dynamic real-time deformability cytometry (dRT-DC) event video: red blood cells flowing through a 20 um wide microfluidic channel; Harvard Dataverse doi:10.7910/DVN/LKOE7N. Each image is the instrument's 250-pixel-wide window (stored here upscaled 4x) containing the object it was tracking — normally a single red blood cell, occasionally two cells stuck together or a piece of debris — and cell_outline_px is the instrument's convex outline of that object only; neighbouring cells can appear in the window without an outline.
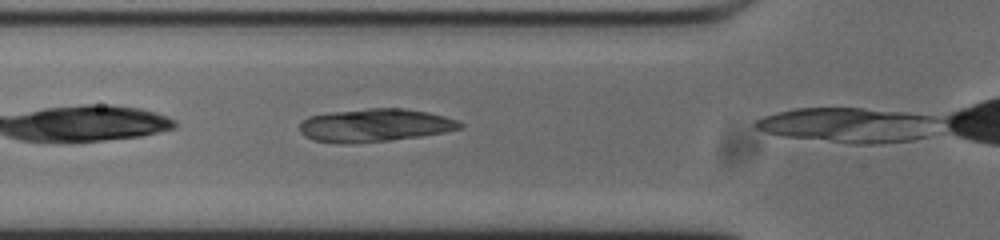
{"species": "common noctule bat (a hibernating species)", "species_latin": "Nyctalus noctula", "temperature_condition": "cold", "stored_images_in_passage": 5, "camera_frame_rate_fps": 3000, "um_per_image_px": 0.085, "animal": {"sex": "male", "body_mass_g": 20.0, "forearm_length_mm": 53.3}, "frame": {"image": 1, "passage_image": 4, "time_ms": 1.0, "image_size_px": [1000, 240], "cell_outline_px": [[464, 124], [460, 128], [444, 132], [420, 136], [388, 140], [348, 144], [312, 140], [304, 136], [300, 132], [300, 124], [308, 116], [328, 112], [368, 108], [404, 108], [428, 112], [444, 116], [456, 120]], "centroid_in_image_um": [31.83, 10.64], "position_along_channel_um": 94.0, "area_um2": 30.81}}